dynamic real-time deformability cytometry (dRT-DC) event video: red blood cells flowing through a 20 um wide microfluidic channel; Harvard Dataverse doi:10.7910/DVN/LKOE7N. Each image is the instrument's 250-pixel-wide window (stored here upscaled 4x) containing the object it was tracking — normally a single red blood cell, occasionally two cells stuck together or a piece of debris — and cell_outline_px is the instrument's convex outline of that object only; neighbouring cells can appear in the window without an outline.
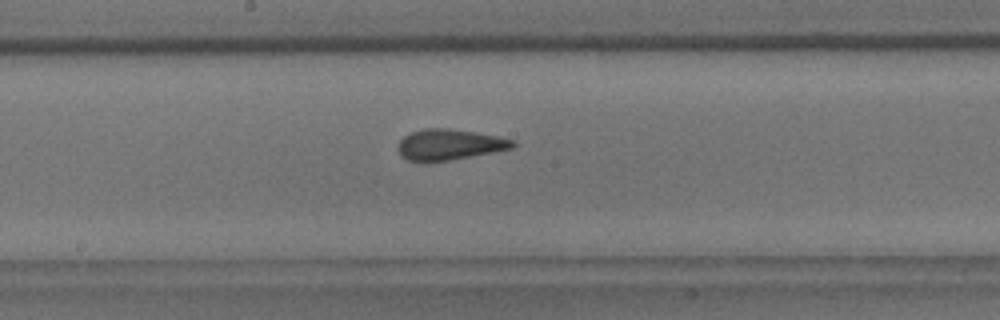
{"species": "common noctule bat (a hibernating species)", "species_latin": "Nyctalus noctula", "temperature_condition": "room temperature", "stored_images_in_passage": 20, "camera_frame_rate_fps": 3000, "um_per_image_px": 0.085, "animal": {"sex": "male", "body_mass_g": 18.8}, "frame": {"image": 1, "passage_image": 12, "time_ms": 3.667, "image_size_px": [1000, 320], "cell_outline_px": [[516, 144], [512, 148], [492, 152], [428, 164], [420, 164], [408, 160], [400, 156], [396, 148], [400, 140], [404, 136], [412, 132], [424, 128], [448, 128], [476, 132], [516, 140]], "centroid_in_image_um": [38.13, 12.32], "position_along_channel_um": 210.1, "area_um2": 21.04}}
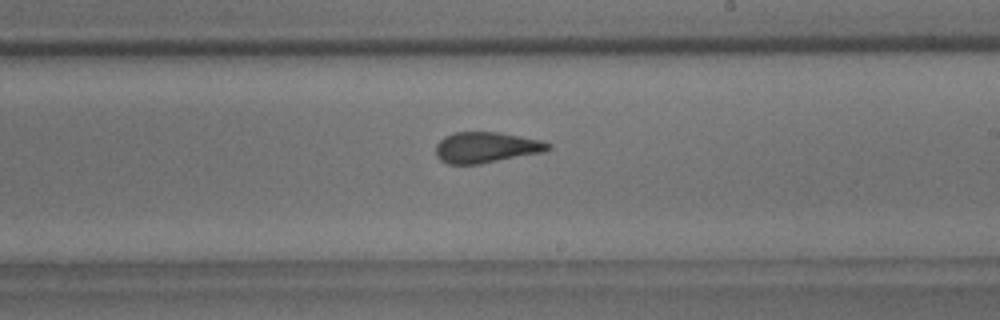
{"frame": {"image": 2, "passage_image": 15, "time_ms": 4.667, "image_size_px": [1000, 320], "cell_outline_px": [[552, 148], [544, 152], [480, 164], [448, 164], [440, 160], [436, 156], [436, 144], [444, 136], [452, 132], [496, 132], [520, 136], [540, 140], [552, 144]], "centroid_in_image_um": [41.32, 12.53], "position_along_channel_um": 247.7, "area_um2": 20.29}}